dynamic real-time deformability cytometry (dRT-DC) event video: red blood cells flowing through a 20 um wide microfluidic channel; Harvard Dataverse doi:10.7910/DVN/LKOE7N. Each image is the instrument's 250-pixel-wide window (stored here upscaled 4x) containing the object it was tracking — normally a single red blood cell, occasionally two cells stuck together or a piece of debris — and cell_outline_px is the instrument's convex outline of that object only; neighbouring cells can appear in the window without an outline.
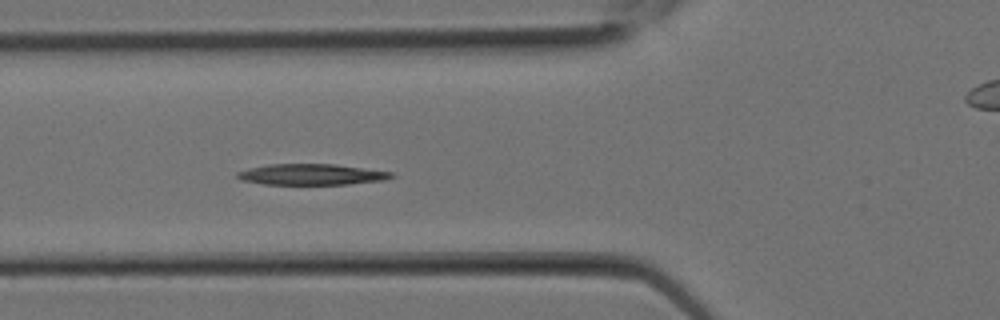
{"species": "Egyptian fruit bat (a non-hibernating species)", "species_latin": "Rousettus aegyptiacus", "temperature_condition": "room temperature", "stored_images_in_passage": 9, "segment_of_instrument_passage": [1, 2], "camera_frame_rate_fps": 3000, "um_per_image_px": 0.085, "animal": {"sex": "female"}, "frame": {"image": 1, "passage_image": 8, "time_ms": 2.333, "image_size_px": [1000, 320], "cell_outline_px": [[396, 176], [384, 180], [348, 184], [264, 184], [240, 180], [236, 176], [236, 172], [248, 168], [268, 164], [336, 164], [392, 172]], "centroid_in_image_um": [26.46, 14.82], "position_along_channel_um": 99.3, "area_um2": 18.84}}